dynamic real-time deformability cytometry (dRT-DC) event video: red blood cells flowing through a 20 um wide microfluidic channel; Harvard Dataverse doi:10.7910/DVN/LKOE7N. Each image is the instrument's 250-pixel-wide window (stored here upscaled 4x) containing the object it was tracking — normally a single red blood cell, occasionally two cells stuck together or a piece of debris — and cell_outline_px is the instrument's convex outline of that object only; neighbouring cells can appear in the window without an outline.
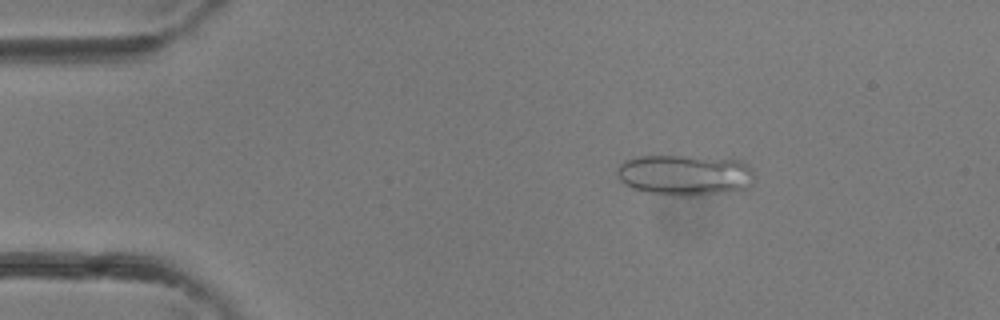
{"species": "common noctule bat (a hibernating species)", "species_latin": "Nyctalus noctula", "temperature_condition": "room temperature", "stored_images_in_passage": 3, "camera_frame_rate_fps": 3000, "um_per_image_px": 0.085, "animal": {"sex": "female"}, "frame": {"image": 1, "passage_image": 2, "time_ms": 0.333, "image_size_px": [1000, 320], "cell_outline_px": [[752, 184], [748, 188], [692, 196], [676, 196], [648, 192], [632, 188], [624, 184], [620, 180], [616, 172], [616, 168], [624, 160], [636, 156], [688, 156], [740, 160], [752, 168]], "centroid_in_image_um": [58.17, 14.87], "position_along_channel_um": 26.8, "area_um2": 32.66}}